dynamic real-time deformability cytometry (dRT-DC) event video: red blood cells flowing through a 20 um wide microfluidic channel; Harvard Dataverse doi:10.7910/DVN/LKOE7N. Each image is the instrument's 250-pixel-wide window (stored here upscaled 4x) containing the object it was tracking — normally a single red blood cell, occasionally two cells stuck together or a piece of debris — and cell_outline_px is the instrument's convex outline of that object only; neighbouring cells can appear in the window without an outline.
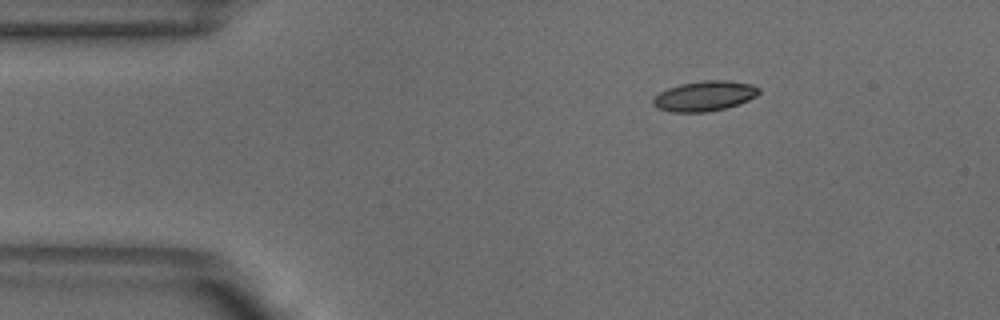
{"species": "common noctule bat (a hibernating species)", "species_latin": "Nyctalus noctula", "temperature_condition": "warm", "stored_images_in_passage": 45, "camera_frame_rate_fps": 3000, "um_per_image_px": 0.085, "animal": {"sex": "male", "body_mass_g": 18.8}, "frame": {"image": 1, "passage_image": 1, "time_ms": 0.0, "image_size_px": [1000, 320], "cell_outline_px": [[760, 92], [756, 96], [748, 100], [724, 108], [708, 112], [672, 112], [656, 108], [652, 104], [652, 96], [668, 88], [680, 84], [704, 80], [728, 80], [752, 84], [760, 88]], "centroid_in_image_um": [59.85, 8.15], "position_along_channel_um": 25.1, "area_um2": 18.67}}
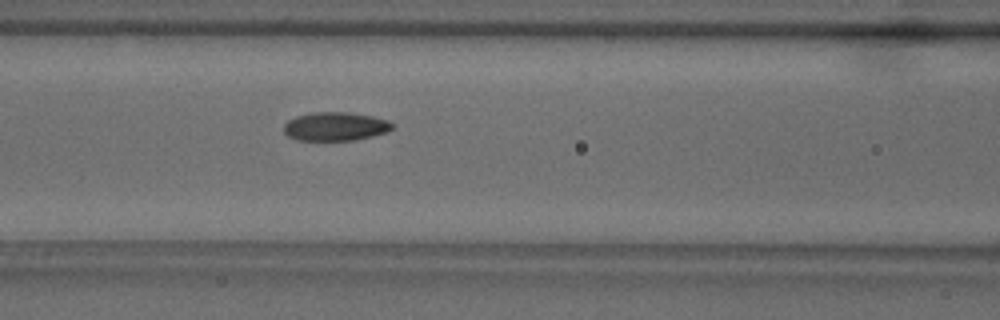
{"frame": {"image": 2, "passage_image": 14, "time_ms": 4.333, "image_size_px": [1000, 320], "cell_outline_px": [[392, 128], [388, 132], [372, 136], [352, 140], [296, 140], [288, 136], [284, 132], [284, 124], [288, 120], [296, 116], [312, 112], [348, 112], [372, 116], [388, 120], [392, 124]], "centroid_in_image_um": [28.48, 10.74], "position_along_channel_um": 138.1, "area_um2": 18.09}}
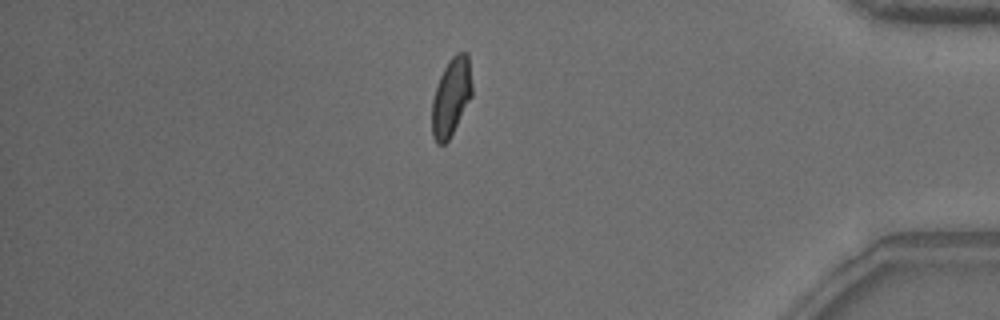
{"frame": {"image": 3, "passage_image": 37, "time_ms": 12.0, "image_size_px": [1000, 320], "cell_outline_px": [[472, 96], [448, 140], [444, 144], [436, 144], [432, 136], [432, 100], [440, 76], [448, 60], [456, 52], [468, 52], [472, 84]], "centroid_in_image_um": [38.35, 8.22], "position_along_channel_um": 396.8, "area_um2": 18.21}, "authors_computed_cell_mechanics": {"area_um2": 18.496, "velocity_mm_per_s": 3.8739, "shape_relaxation_time_tau1_ms": 6.4511, "shape_relaxation_time_tau2_ms": 1.8403, "deformation_change_tau1": 0.1601, "deformation_change_tau2": 0.0713}}